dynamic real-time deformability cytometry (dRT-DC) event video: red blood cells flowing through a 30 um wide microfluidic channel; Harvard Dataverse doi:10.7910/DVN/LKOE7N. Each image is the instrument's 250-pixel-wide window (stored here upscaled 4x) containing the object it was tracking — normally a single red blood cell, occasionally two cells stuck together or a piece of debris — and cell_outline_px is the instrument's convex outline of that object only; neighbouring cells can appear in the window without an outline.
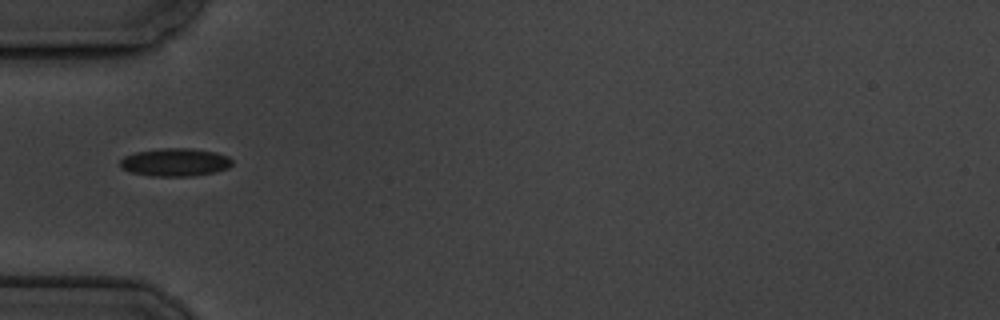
{"species": "common noctule bat (a hibernating species)", "species_latin": "Nyctalus noctula", "temperature_condition": "cold", "stored_images_in_passage": 3, "camera_frame_rate_fps": 3000, "um_per_image_px": 0.085, "animal": {"sex": "male", "body_mass_g": 19.5, "forearm_length_mm": 54.6}, "frame": {"image": 1, "passage_image": 1, "time_ms": 0.0, "image_size_px": [1000, 320], "cell_outline_px": [[232, 164], [228, 168], [212, 172], [188, 176], [152, 176], [132, 172], [120, 168], [120, 160], [124, 156], [136, 152], [164, 148], [188, 148], [216, 152], [228, 156], [232, 160]], "centroid_in_image_um": [14.87, 13.78], "position_along_channel_um": 70.1, "area_um2": 18.09}}